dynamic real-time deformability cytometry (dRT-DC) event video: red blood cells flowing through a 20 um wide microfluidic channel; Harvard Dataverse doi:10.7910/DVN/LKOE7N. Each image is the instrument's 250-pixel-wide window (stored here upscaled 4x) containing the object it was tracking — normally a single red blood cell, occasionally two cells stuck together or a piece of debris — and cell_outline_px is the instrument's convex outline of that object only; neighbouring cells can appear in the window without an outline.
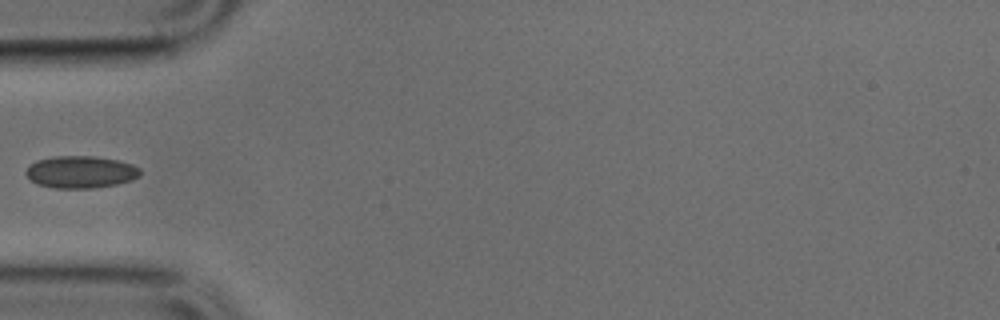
{"species": "common noctule bat (a hibernating species)", "species_latin": "Nyctalus noctula", "temperature_condition": "cold", "stored_images_in_passage": 35, "camera_frame_rate_fps": 3000, "um_per_image_px": 0.085, "animal": {"sex": "male", "body_mass_g": 17.9, "forearm_length_mm": 54.2}, "frame": {"image": 1, "passage_image": 1, "time_ms": 0.0, "image_size_px": [1000, 320], "cell_outline_px": [[140, 176], [132, 180], [116, 184], [92, 188], [56, 188], [36, 184], [24, 172], [36, 160], [56, 156], [96, 156], [120, 160], [132, 164], [140, 168]], "centroid_in_image_um": [6.89, 14.61], "position_along_channel_um": 78.1, "area_um2": 21.44}}
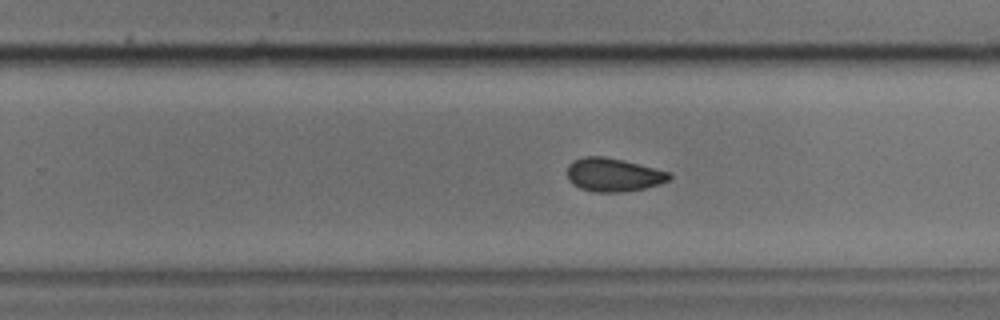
{"frame": {"image": 2, "passage_image": 16, "time_ms": 5.0, "image_size_px": [1000, 320], "cell_outline_px": [[672, 176], [668, 180], [660, 184], [644, 188], [620, 192], [592, 192], [580, 188], [572, 184], [568, 180], [568, 164], [572, 160], [584, 156], [604, 156], [624, 160], [672, 172]], "centroid_in_image_um": [52.13, 14.85], "position_along_channel_um": 277.7, "area_um2": 20.11}}
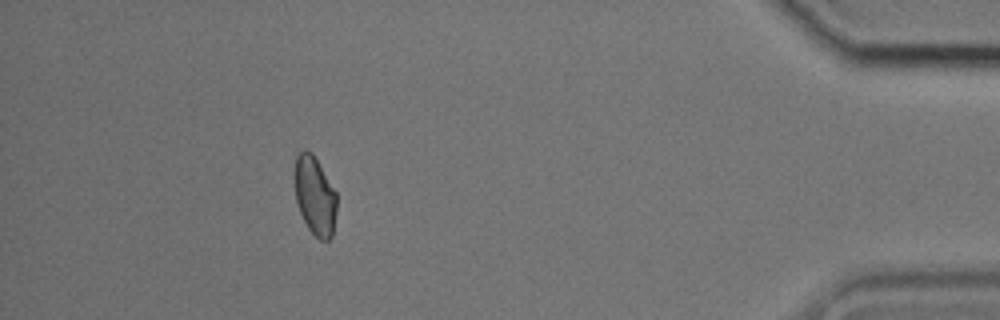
{"frame": {"image": 3, "passage_image": 30, "time_ms": 9.667, "image_size_px": [1000, 320], "cell_outline_px": [[336, 212], [332, 236], [328, 240], [320, 240], [308, 228], [300, 212], [296, 200], [296, 156], [304, 148], [312, 152], [336, 192]], "centroid_in_image_um": [26.78, 16.65], "position_along_channel_um": 408.4, "area_um2": 18.9}}